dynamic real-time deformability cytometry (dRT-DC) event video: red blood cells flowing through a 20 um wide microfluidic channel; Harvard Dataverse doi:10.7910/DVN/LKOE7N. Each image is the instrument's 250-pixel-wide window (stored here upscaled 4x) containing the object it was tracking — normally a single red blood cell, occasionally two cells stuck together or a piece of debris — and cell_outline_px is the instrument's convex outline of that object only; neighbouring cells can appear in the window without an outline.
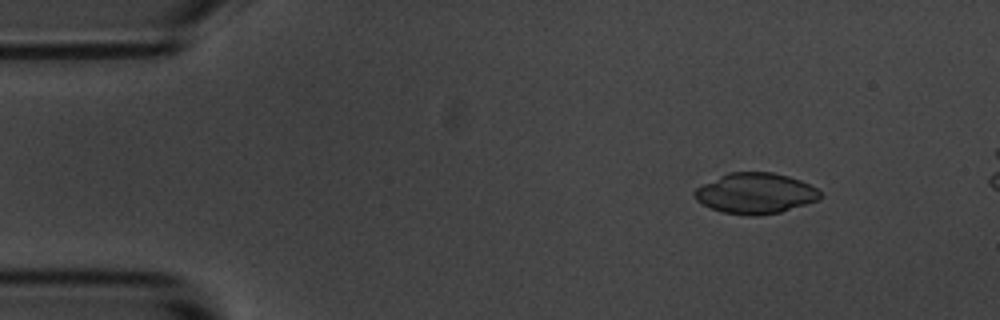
{"species": "common noctule bat (a hibernating species)", "species_latin": "Nyctalus noctula", "temperature_condition": "room temperature", "stored_images_in_passage": 54, "camera_frame_rate_fps": 3000, "um_per_image_px": 0.085, "animal": {"sex": "male", "body_mass_g": 20.1, "forearm_length_mm": 53.5}, "frame": {"image": 1, "passage_image": 7, "time_ms": 2.0, "image_size_px": [1000, 320], "cell_outline_px": [[820, 200], [780, 212], [756, 216], [748, 216], [724, 212], [712, 208], [696, 200], [692, 192], [696, 188], [728, 172], [772, 172], [788, 176], [800, 180], [816, 188], [820, 192]], "centroid_in_image_um": [64.22, 16.43], "position_along_channel_um": 20.8, "area_um2": 29.59}}